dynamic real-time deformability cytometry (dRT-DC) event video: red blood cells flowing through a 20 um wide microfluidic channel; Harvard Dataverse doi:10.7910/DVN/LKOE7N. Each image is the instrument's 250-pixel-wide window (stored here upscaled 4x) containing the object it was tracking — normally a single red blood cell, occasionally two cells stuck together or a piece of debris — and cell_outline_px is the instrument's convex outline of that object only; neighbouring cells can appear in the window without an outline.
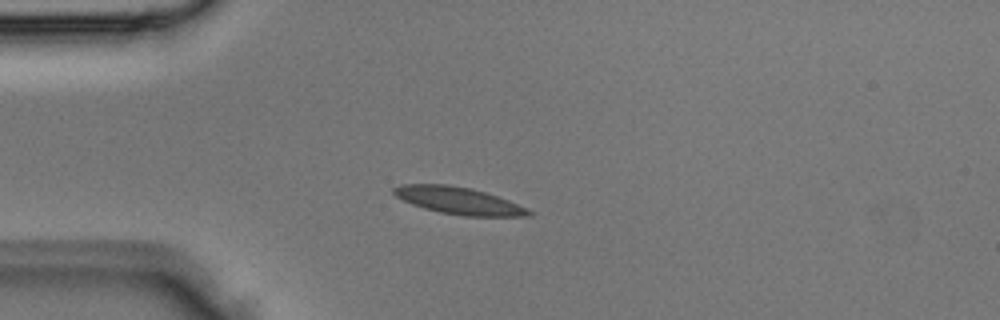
{"species": "Egyptian fruit bat (a non-hibernating species)", "species_latin": "Rousettus aegyptiacus", "temperature_condition": "room temperature", "stored_images_in_passage": 1, "camera_frame_rate_fps": 3000, "um_per_image_px": 0.085, "animal": {"sex": "male"}, "frame": {"image": 1, "passage_image": 1, "time_ms": 0.0, "image_size_px": [1000, 320], "cell_outline_px": [[536, 212], [532, 216], [464, 216], [440, 212], [424, 208], [412, 204], [396, 196], [392, 192], [392, 188], [400, 184], [448, 184], [472, 188], [508, 200], [528, 208]], "centroid_in_image_um": [39.01, 17.05], "position_along_channel_um": 46.0, "area_um2": 21.39}}